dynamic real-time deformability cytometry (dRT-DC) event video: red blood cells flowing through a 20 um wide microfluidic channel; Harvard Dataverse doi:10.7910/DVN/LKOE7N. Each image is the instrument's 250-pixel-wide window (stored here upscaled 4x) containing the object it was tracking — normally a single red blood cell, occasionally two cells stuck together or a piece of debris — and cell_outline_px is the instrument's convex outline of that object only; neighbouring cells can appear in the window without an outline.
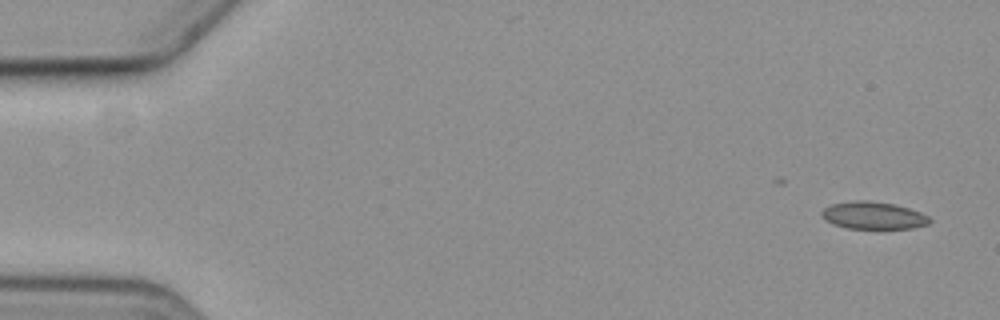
{"species": "common noctule bat (a hibernating species)", "species_latin": "Nyctalus noctula", "temperature_condition": "cold", "stored_images_in_passage": 5, "camera_frame_rate_fps": 3000, "um_per_image_px": 0.085, "animal": {"sex": "female", "body_mass_g": 19.3, "forearm_length_mm": 54.1}, "frame": {"image": 1, "passage_image": 1, "time_ms": 0.0, "image_size_px": [1000, 320], "cell_outline_px": [[932, 220], [928, 224], [912, 228], [848, 228], [832, 224], [824, 220], [820, 212], [824, 208], [832, 204], [852, 200], [868, 200], [892, 204], [908, 208], [920, 212], [928, 216]], "centroid_in_image_um": [74.2, 18.31], "position_along_channel_um": 10.8, "area_um2": 17.17}}
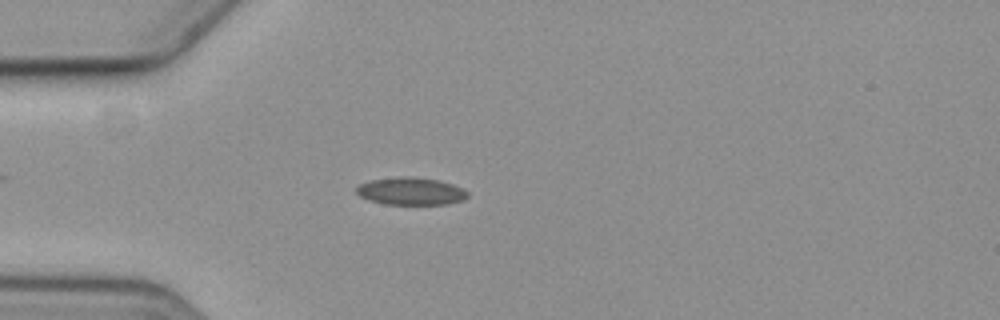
{"frame": {"image": 2, "passage_image": 5, "time_ms": 4.667, "image_size_px": [1000, 320], "cell_outline_px": [[468, 196], [464, 200], [448, 204], [384, 204], [368, 200], [360, 196], [356, 192], [356, 188], [360, 184], [372, 180], [400, 176], [412, 176], [440, 180], [452, 184], [468, 192]], "centroid_in_image_um": [34.93, 16.25], "position_along_channel_um": 50.1, "area_um2": 17.86}}